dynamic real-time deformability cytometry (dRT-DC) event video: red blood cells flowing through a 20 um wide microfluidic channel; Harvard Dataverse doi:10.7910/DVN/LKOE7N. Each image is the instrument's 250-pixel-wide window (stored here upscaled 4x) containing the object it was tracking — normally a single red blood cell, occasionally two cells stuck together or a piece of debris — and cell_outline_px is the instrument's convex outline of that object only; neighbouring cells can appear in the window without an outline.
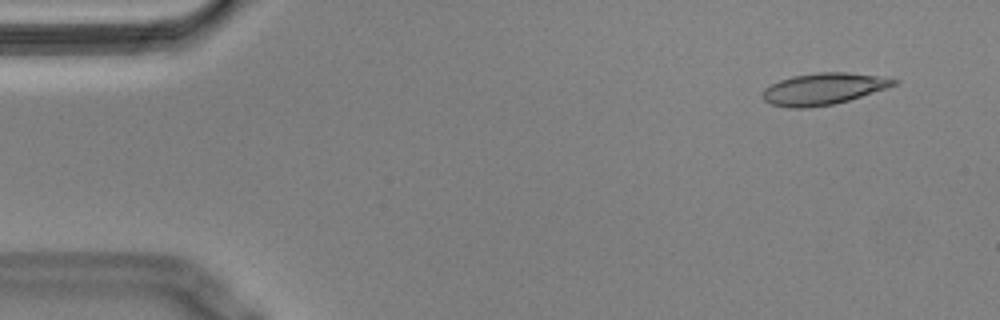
{"species": "Egyptian fruit bat (a non-hibernating species)", "species_latin": "Rousettus aegyptiacus", "temperature_condition": "cold", "stored_images_in_passage": 55, "camera_frame_rate_fps": 3000, "um_per_image_px": 0.085, "animal": {"sex": "male"}, "frame": {"image": 1, "passage_image": 4, "time_ms": 1.0, "image_size_px": [1000, 320], "cell_outline_px": [[900, 80], [896, 84], [848, 100], [832, 104], [804, 108], [792, 108], [772, 104], [764, 100], [764, 88], [780, 80], [792, 76], [816, 72], [848, 72], [876, 76]], "centroid_in_image_um": [69.96, 7.54], "position_along_channel_um": 15.0, "area_um2": 23.64}}
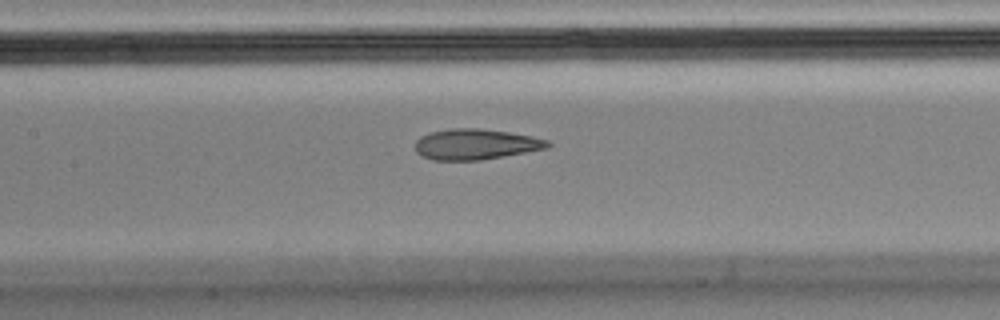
{"frame": {"image": 2, "passage_image": 25, "time_ms": 8.0, "image_size_px": [1000, 320], "cell_outline_px": [[552, 144], [548, 148], [504, 156], [480, 160], [432, 160], [420, 156], [416, 152], [416, 140], [420, 136], [428, 132], [448, 128], [480, 128], [508, 132], [532, 136], [548, 140]], "centroid_in_image_um": [40.4, 12.26], "position_along_channel_um": 167.0, "area_um2": 23.87}}
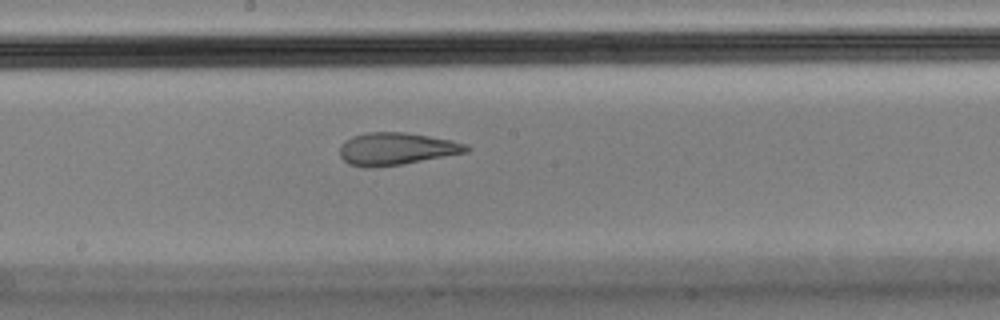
{"frame": {"image": 3, "passage_image": 29, "time_ms": 9.333, "image_size_px": [1000, 320], "cell_outline_px": [[472, 148], [468, 152], [404, 164], [364, 168], [348, 164], [340, 156], [340, 144], [344, 140], [352, 136], [368, 132], [404, 132], [452, 140], [468, 144]], "centroid_in_image_um": [33.69, 12.65], "position_along_channel_um": 214.5, "area_um2": 24.1}, "authors_computed_cell_mechanics": {"area_um2": 24.6228, "velocity_mm_per_s": 3.5689, "shape_relaxation_time_tau1_ms": null, "shape_relaxation_time_tau2_ms": 1.9185, "deformation_change_tau1": null, "deformation_change_tau2": 0.1043}}